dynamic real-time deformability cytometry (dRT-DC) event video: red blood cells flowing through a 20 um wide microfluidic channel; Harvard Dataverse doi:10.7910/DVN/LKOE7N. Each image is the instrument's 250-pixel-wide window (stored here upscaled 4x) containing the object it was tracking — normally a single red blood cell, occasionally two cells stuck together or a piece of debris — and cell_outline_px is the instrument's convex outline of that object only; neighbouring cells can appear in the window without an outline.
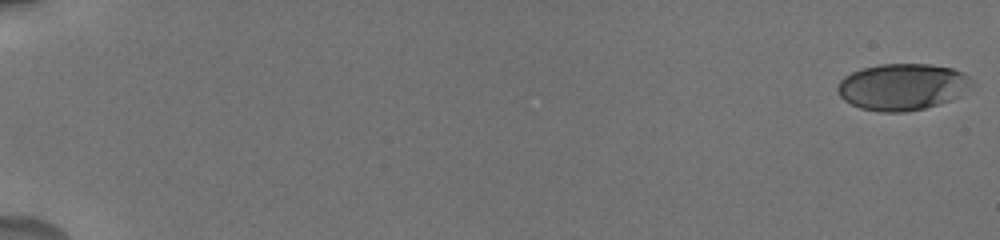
{"species": "human", "species_latin": "Homo sapiens", "temperature_condition": "cold", "stored_images_in_passage": 41, "camera_frame_rate_fps": 3000, "um_per_image_px": 0.085, "donor": {"sex": "male"}, "frame": {"image": 1, "passage_image": 1, "time_ms": 0.0, "image_size_px": [1000, 240], "cell_outline_px": [[972, 84], [960, 96], [952, 100], [924, 108], [904, 112], [880, 112], [860, 108], [844, 100], [840, 96], [836, 88], [840, 80], [844, 76], [852, 72], [864, 68], [880, 64], [928, 64], [952, 68], [964, 72], [972, 80]], "centroid_in_image_um": [76.7, 7.38], "position_along_channel_um": 8.3, "area_um2": 36.47}}
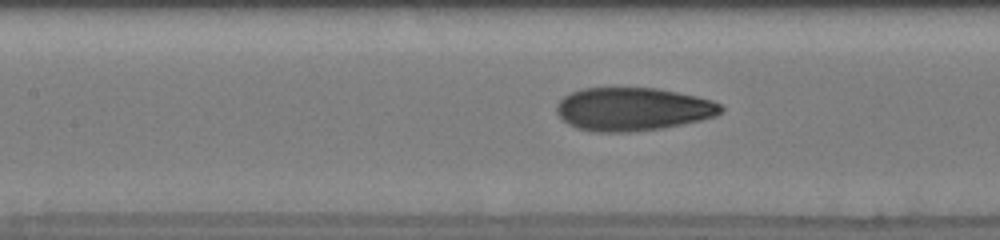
{"frame": {"image": 2, "passage_image": 21, "time_ms": 9.333, "image_size_px": [1000, 240], "cell_outline_px": [[724, 108], [716, 116], [700, 120], [660, 128], [628, 132], [592, 132], [576, 128], [568, 124], [556, 112], [556, 104], [564, 96], [572, 92], [584, 88], [656, 88], [696, 96], [712, 100], [720, 104]], "centroid_in_image_um": [53.76, 9.28], "position_along_channel_um": 153.6, "area_um2": 41.21}}
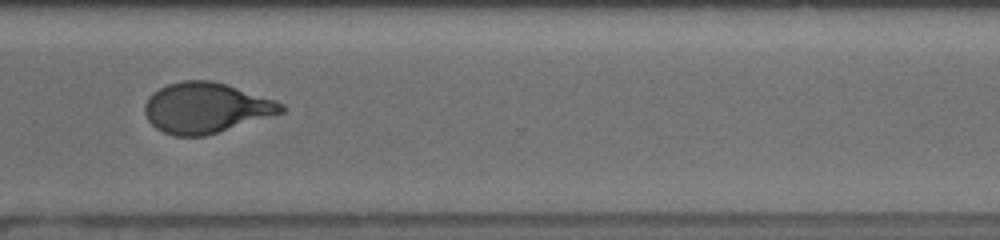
{"frame": {"image": 3, "passage_image": 36, "time_ms": 14.667, "image_size_px": [1000, 240], "cell_outline_px": [[288, 108], [284, 112], [204, 136], [176, 136], [164, 132], [156, 128], [148, 120], [144, 112], [144, 104], [148, 96], [160, 88], [168, 84], [184, 80], [208, 80], [228, 84], [276, 100], [284, 104]], "centroid_in_image_um": [17.51, 9.15], "position_along_channel_um": 353.1, "area_um2": 40.11}, "authors_computed_cell_mechanics": {"area_um2": 40.2288, "velocity_mm_per_s": 3.7491, "shape_relaxation_time_tau1_ms": 4.2272, "shape_relaxation_time_tau2_ms": 0.8691, "deformation_change_tau1": 0.1745, "deformation_change_tau2": 0.0631}}